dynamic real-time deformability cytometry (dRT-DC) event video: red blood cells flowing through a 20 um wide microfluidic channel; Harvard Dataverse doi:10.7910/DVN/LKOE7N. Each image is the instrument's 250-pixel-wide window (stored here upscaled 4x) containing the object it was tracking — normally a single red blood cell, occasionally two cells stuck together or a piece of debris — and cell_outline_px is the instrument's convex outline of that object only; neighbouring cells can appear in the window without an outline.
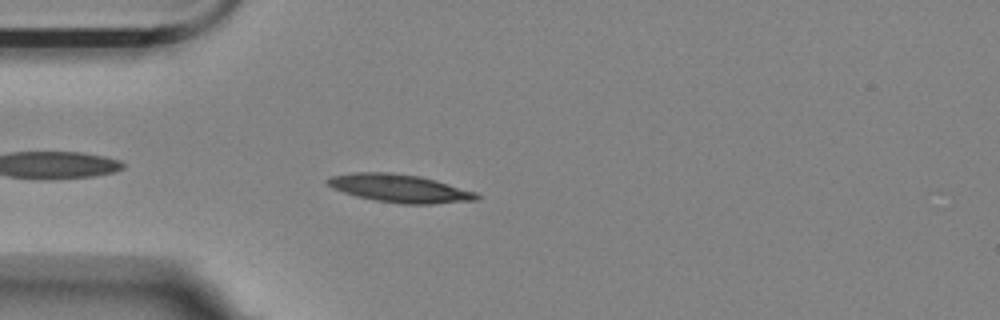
{"species": "Egyptian fruit bat (a non-hibernating species)", "species_latin": "Rousettus aegyptiacus", "temperature_condition": "room temperature", "stored_images_in_passage": 45, "camera_frame_rate_fps": 3000, "um_per_image_px": 0.085, "animal": {"sex": "female"}, "frame": {"image": 1, "passage_image": 4, "time_ms": 1.0, "image_size_px": [1000, 320], "cell_outline_px": [[480, 200], [432, 204], [400, 204], [376, 200], [356, 196], [332, 188], [324, 180], [332, 176], [352, 172], [392, 172], [420, 176], [436, 180], [476, 192], [480, 196]], "centroid_in_image_um": [33.99, 16.01], "position_along_channel_um": 51.0, "area_um2": 24.51}}
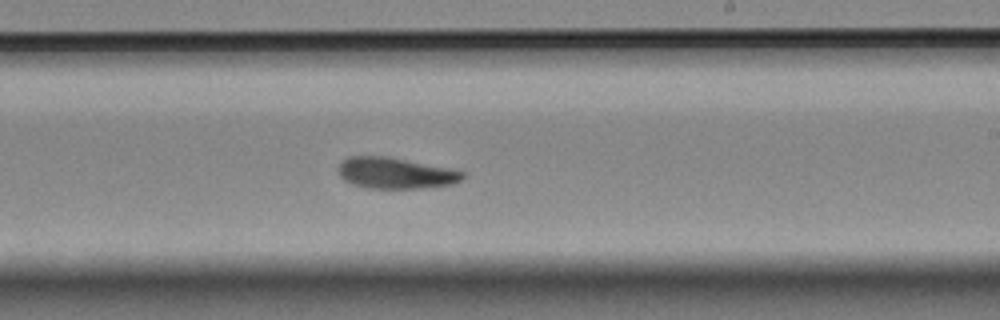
{"frame": {"image": 2, "passage_image": 22, "time_ms": 7.0, "image_size_px": [1000, 320], "cell_outline_px": [[464, 176], [460, 180], [452, 184], [420, 188], [368, 188], [352, 184], [344, 180], [340, 176], [340, 164], [348, 156], [388, 156], [448, 168], [464, 172]], "centroid_in_image_um": [33.6, 14.71], "position_along_channel_um": 255.4, "area_um2": 22.25}}
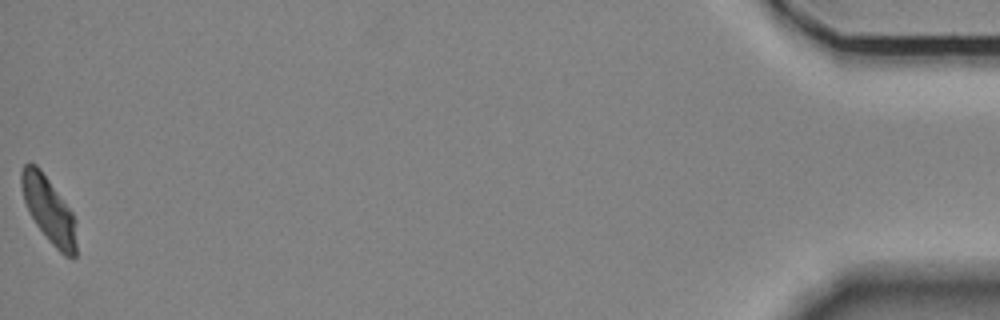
{"frame": {"image": 3, "passage_image": 45, "time_ms": 14.667, "image_size_px": [1000, 320], "cell_outline_px": [[76, 256], [72, 260], [64, 256], [48, 240], [36, 224], [24, 200], [20, 184], [20, 172], [24, 164], [36, 164], [40, 168], [72, 212], [76, 220]], "centroid_in_image_um": [4.17, 17.86], "position_along_channel_um": 431.0, "area_um2": 21.04}}